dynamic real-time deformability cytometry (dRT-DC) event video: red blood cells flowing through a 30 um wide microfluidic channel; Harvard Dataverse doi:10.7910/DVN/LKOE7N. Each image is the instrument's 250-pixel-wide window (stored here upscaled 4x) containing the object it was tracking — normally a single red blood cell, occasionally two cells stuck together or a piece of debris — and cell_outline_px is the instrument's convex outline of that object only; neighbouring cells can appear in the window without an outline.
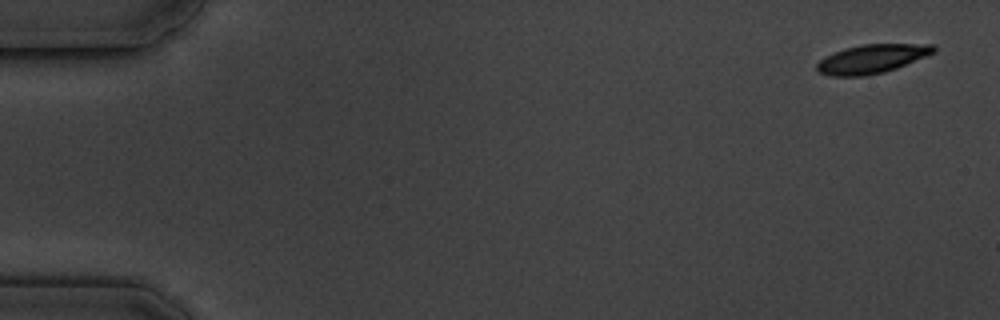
{"species": "common noctule bat (a hibernating species)", "species_latin": "Nyctalus noctula", "temperature_condition": "cold", "stored_images_in_passage": 8, "camera_frame_rate_fps": 3000, "um_per_image_px": 0.085, "animal": {"sex": "male", "body_mass_g": 19.5, "forearm_length_mm": 54.6}, "frame": {"image": 1, "passage_image": 1, "time_ms": 0.0, "image_size_px": [1000, 320], "cell_outline_px": [[936, 52], [896, 68], [884, 72], [860, 76], [832, 76], [820, 72], [816, 68], [816, 64], [820, 60], [836, 52], [848, 48], [864, 44], [936, 44]], "centroid_in_image_um": [74.16, 5.0], "position_along_channel_um": 10.8, "area_um2": 19.25}}
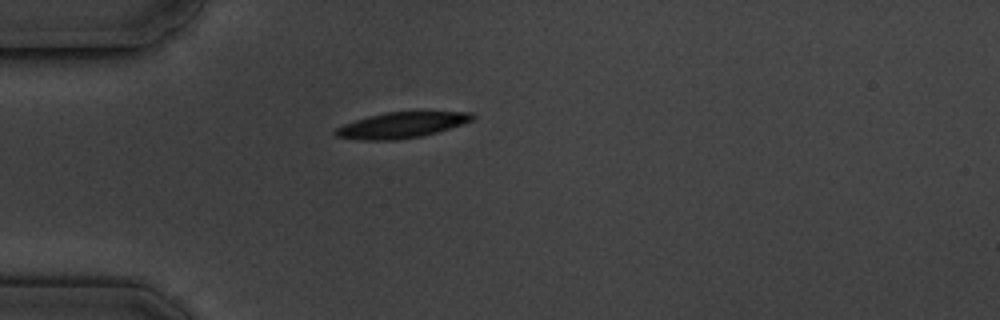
{"frame": {"image": 2, "passage_image": 5, "time_ms": 4.667, "image_size_px": [1000, 320], "cell_outline_px": [[476, 116], [472, 120], [436, 132], [420, 136], [396, 140], [364, 140], [336, 136], [332, 132], [336, 128], [344, 124], [368, 116], [384, 112], [472, 112]], "centroid_in_image_um": [34.09, 10.63], "position_along_channel_um": 50.9, "area_um2": 20.23}}